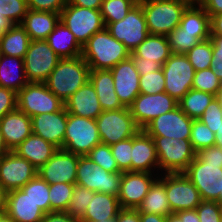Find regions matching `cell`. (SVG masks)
<instances>
[{"label": "cell", "instance_id": "29", "mask_svg": "<svg viewBox=\"0 0 222 222\" xmlns=\"http://www.w3.org/2000/svg\"><path fill=\"white\" fill-rule=\"evenodd\" d=\"M28 82L23 58L0 54V86L17 93Z\"/></svg>", "mask_w": 222, "mask_h": 222}, {"label": "cell", "instance_id": "12", "mask_svg": "<svg viewBox=\"0 0 222 222\" xmlns=\"http://www.w3.org/2000/svg\"><path fill=\"white\" fill-rule=\"evenodd\" d=\"M165 77V92L179 101L190 89L195 70L188 57L182 54H172L162 67Z\"/></svg>", "mask_w": 222, "mask_h": 222}, {"label": "cell", "instance_id": "39", "mask_svg": "<svg viewBox=\"0 0 222 222\" xmlns=\"http://www.w3.org/2000/svg\"><path fill=\"white\" fill-rule=\"evenodd\" d=\"M136 4L133 0H103L100 12L104 24L123 20Z\"/></svg>", "mask_w": 222, "mask_h": 222}, {"label": "cell", "instance_id": "26", "mask_svg": "<svg viewBox=\"0 0 222 222\" xmlns=\"http://www.w3.org/2000/svg\"><path fill=\"white\" fill-rule=\"evenodd\" d=\"M57 147L45 141L38 135L31 133L13 152L19 157L25 158L33 166L39 169L57 151Z\"/></svg>", "mask_w": 222, "mask_h": 222}, {"label": "cell", "instance_id": "23", "mask_svg": "<svg viewBox=\"0 0 222 222\" xmlns=\"http://www.w3.org/2000/svg\"><path fill=\"white\" fill-rule=\"evenodd\" d=\"M0 128L8 149L13 151L32 133L31 117L17 108L0 119Z\"/></svg>", "mask_w": 222, "mask_h": 222}, {"label": "cell", "instance_id": "6", "mask_svg": "<svg viewBox=\"0 0 222 222\" xmlns=\"http://www.w3.org/2000/svg\"><path fill=\"white\" fill-rule=\"evenodd\" d=\"M101 143L95 119L68 113L63 150L80 156Z\"/></svg>", "mask_w": 222, "mask_h": 222}, {"label": "cell", "instance_id": "17", "mask_svg": "<svg viewBox=\"0 0 222 222\" xmlns=\"http://www.w3.org/2000/svg\"><path fill=\"white\" fill-rule=\"evenodd\" d=\"M37 168L15 152H8L0 160V185L7 191L21 189L37 175Z\"/></svg>", "mask_w": 222, "mask_h": 222}, {"label": "cell", "instance_id": "25", "mask_svg": "<svg viewBox=\"0 0 222 222\" xmlns=\"http://www.w3.org/2000/svg\"><path fill=\"white\" fill-rule=\"evenodd\" d=\"M67 113L97 119L103 112L94 86L88 81L64 102Z\"/></svg>", "mask_w": 222, "mask_h": 222}, {"label": "cell", "instance_id": "16", "mask_svg": "<svg viewBox=\"0 0 222 222\" xmlns=\"http://www.w3.org/2000/svg\"><path fill=\"white\" fill-rule=\"evenodd\" d=\"M193 119L179 106L152 120L143 130L150 136L190 139Z\"/></svg>", "mask_w": 222, "mask_h": 222}, {"label": "cell", "instance_id": "38", "mask_svg": "<svg viewBox=\"0 0 222 222\" xmlns=\"http://www.w3.org/2000/svg\"><path fill=\"white\" fill-rule=\"evenodd\" d=\"M185 55L195 71L211 68L213 60V43L211 38L200 41Z\"/></svg>", "mask_w": 222, "mask_h": 222}, {"label": "cell", "instance_id": "44", "mask_svg": "<svg viewBox=\"0 0 222 222\" xmlns=\"http://www.w3.org/2000/svg\"><path fill=\"white\" fill-rule=\"evenodd\" d=\"M85 156H87L95 164H98L105 171H108L110 173L122 172L118 168L117 162L112 154L110 145L99 143Z\"/></svg>", "mask_w": 222, "mask_h": 222}, {"label": "cell", "instance_id": "64", "mask_svg": "<svg viewBox=\"0 0 222 222\" xmlns=\"http://www.w3.org/2000/svg\"><path fill=\"white\" fill-rule=\"evenodd\" d=\"M7 191L0 185V214L6 211Z\"/></svg>", "mask_w": 222, "mask_h": 222}, {"label": "cell", "instance_id": "68", "mask_svg": "<svg viewBox=\"0 0 222 222\" xmlns=\"http://www.w3.org/2000/svg\"><path fill=\"white\" fill-rule=\"evenodd\" d=\"M166 222H184V219H180L176 212H172L166 216Z\"/></svg>", "mask_w": 222, "mask_h": 222}, {"label": "cell", "instance_id": "42", "mask_svg": "<svg viewBox=\"0 0 222 222\" xmlns=\"http://www.w3.org/2000/svg\"><path fill=\"white\" fill-rule=\"evenodd\" d=\"M94 193L95 191L75 184L73 195L66 213L71 217L81 219L84 216Z\"/></svg>", "mask_w": 222, "mask_h": 222}, {"label": "cell", "instance_id": "62", "mask_svg": "<svg viewBox=\"0 0 222 222\" xmlns=\"http://www.w3.org/2000/svg\"><path fill=\"white\" fill-rule=\"evenodd\" d=\"M141 222H166V216L157 214L140 213Z\"/></svg>", "mask_w": 222, "mask_h": 222}, {"label": "cell", "instance_id": "40", "mask_svg": "<svg viewBox=\"0 0 222 222\" xmlns=\"http://www.w3.org/2000/svg\"><path fill=\"white\" fill-rule=\"evenodd\" d=\"M75 184H49L50 213L66 212L69 207Z\"/></svg>", "mask_w": 222, "mask_h": 222}, {"label": "cell", "instance_id": "20", "mask_svg": "<svg viewBox=\"0 0 222 222\" xmlns=\"http://www.w3.org/2000/svg\"><path fill=\"white\" fill-rule=\"evenodd\" d=\"M110 71L114 79L115 92L121 104L128 108L140 94V74L130 57L119 62Z\"/></svg>", "mask_w": 222, "mask_h": 222}, {"label": "cell", "instance_id": "19", "mask_svg": "<svg viewBox=\"0 0 222 222\" xmlns=\"http://www.w3.org/2000/svg\"><path fill=\"white\" fill-rule=\"evenodd\" d=\"M152 173L126 171L122 172L118 200L121 208L137 209L147 195L150 186L158 178Z\"/></svg>", "mask_w": 222, "mask_h": 222}, {"label": "cell", "instance_id": "30", "mask_svg": "<svg viewBox=\"0 0 222 222\" xmlns=\"http://www.w3.org/2000/svg\"><path fill=\"white\" fill-rule=\"evenodd\" d=\"M120 209L121 207L117 196L95 192L80 221L97 222L116 218Z\"/></svg>", "mask_w": 222, "mask_h": 222}, {"label": "cell", "instance_id": "36", "mask_svg": "<svg viewBox=\"0 0 222 222\" xmlns=\"http://www.w3.org/2000/svg\"><path fill=\"white\" fill-rule=\"evenodd\" d=\"M215 95L190 89L179 101L178 106L190 118L199 119Z\"/></svg>", "mask_w": 222, "mask_h": 222}, {"label": "cell", "instance_id": "52", "mask_svg": "<svg viewBox=\"0 0 222 222\" xmlns=\"http://www.w3.org/2000/svg\"><path fill=\"white\" fill-rule=\"evenodd\" d=\"M17 109V93L0 86V119Z\"/></svg>", "mask_w": 222, "mask_h": 222}, {"label": "cell", "instance_id": "51", "mask_svg": "<svg viewBox=\"0 0 222 222\" xmlns=\"http://www.w3.org/2000/svg\"><path fill=\"white\" fill-rule=\"evenodd\" d=\"M67 0H27L28 9L34 11L60 13Z\"/></svg>", "mask_w": 222, "mask_h": 222}, {"label": "cell", "instance_id": "69", "mask_svg": "<svg viewBox=\"0 0 222 222\" xmlns=\"http://www.w3.org/2000/svg\"><path fill=\"white\" fill-rule=\"evenodd\" d=\"M0 222H16L6 212L0 214Z\"/></svg>", "mask_w": 222, "mask_h": 222}, {"label": "cell", "instance_id": "46", "mask_svg": "<svg viewBox=\"0 0 222 222\" xmlns=\"http://www.w3.org/2000/svg\"><path fill=\"white\" fill-rule=\"evenodd\" d=\"M27 10V0H0V15H4L13 25L21 24Z\"/></svg>", "mask_w": 222, "mask_h": 222}, {"label": "cell", "instance_id": "65", "mask_svg": "<svg viewBox=\"0 0 222 222\" xmlns=\"http://www.w3.org/2000/svg\"><path fill=\"white\" fill-rule=\"evenodd\" d=\"M213 53L222 54V37H211Z\"/></svg>", "mask_w": 222, "mask_h": 222}, {"label": "cell", "instance_id": "66", "mask_svg": "<svg viewBox=\"0 0 222 222\" xmlns=\"http://www.w3.org/2000/svg\"><path fill=\"white\" fill-rule=\"evenodd\" d=\"M10 152V150L8 149L4 138H3V134L0 128V160L8 153Z\"/></svg>", "mask_w": 222, "mask_h": 222}, {"label": "cell", "instance_id": "8", "mask_svg": "<svg viewBox=\"0 0 222 222\" xmlns=\"http://www.w3.org/2000/svg\"><path fill=\"white\" fill-rule=\"evenodd\" d=\"M96 124L101 143L107 145L129 139L140 130L127 107L103 111Z\"/></svg>", "mask_w": 222, "mask_h": 222}, {"label": "cell", "instance_id": "67", "mask_svg": "<svg viewBox=\"0 0 222 222\" xmlns=\"http://www.w3.org/2000/svg\"><path fill=\"white\" fill-rule=\"evenodd\" d=\"M215 137H216L215 146L222 148V121H221V124L218 128V131H216V133H215Z\"/></svg>", "mask_w": 222, "mask_h": 222}, {"label": "cell", "instance_id": "9", "mask_svg": "<svg viewBox=\"0 0 222 222\" xmlns=\"http://www.w3.org/2000/svg\"><path fill=\"white\" fill-rule=\"evenodd\" d=\"M122 172L110 173L87 156H79L76 184L95 192L118 196Z\"/></svg>", "mask_w": 222, "mask_h": 222}, {"label": "cell", "instance_id": "58", "mask_svg": "<svg viewBox=\"0 0 222 222\" xmlns=\"http://www.w3.org/2000/svg\"><path fill=\"white\" fill-rule=\"evenodd\" d=\"M211 37H222V13L210 17Z\"/></svg>", "mask_w": 222, "mask_h": 222}, {"label": "cell", "instance_id": "56", "mask_svg": "<svg viewBox=\"0 0 222 222\" xmlns=\"http://www.w3.org/2000/svg\"><path fill=\"white\" fill-rule=\"evenodd\" d=\"M41 222H81L80 219L69 216L66 212H52L44 216Z\"/></svg>", "mask_w": 222, "mask_h": 222}, {"label": "cell", "instance_id": "43", "mask_svg": "<svg viewBox=\"0 0 222 222\" xmlns=\"http://www.w3.org/2000/svg\"><path fill=\"white\" fill-rule=\"evenodd\" d=\"M167 39L172 53L182 55L202 41L195 33L183 32L179 26L167 35Z\"/></svg>", "mask_w": 222, "mask_h": 222}, {"label": "cell", "instance_id": "50", "mask_svg": "<svg viewBox=\"0 0 222 222\" xmlns=\"http://www.w3.org/2000/svg\"><path fill=\"white\" fill-rule=\"evenodd\" d=\"M208 128L216 133L222 121V107L214 98L199 118Z\"/></svg>", "mask_w": 222, "mask_h": 222}, {"label": "cell", "instance_id": "15", "mask_svg": "<svg viewBox=\"0 0 222 222\" xmlns=\"http://www.w3.org/2000/svg\"><path fill=\"white\" fill-rule=\"evenodd\" d=\"M164 186L172 212L196 209L202 201L198 189L184 173H164Z\"/></svg>", "mask_w": 222, "mask_h": 222}, {"label": "cell", "instance_id": "60", "mask_svg": "<svg viewBox=\"0 0 222 222\" xmlns=\"http://www.w3.org/2000/svg\"><path fill=\"white\" fill-rule=\"evenodd\" d=\"M184 222H200L196 209L181 210L176 212Z\"/></svg>", "mask_w": 222, "mask_h": 222}, {"label": "cell", "instance_id": "27", "mask_svg": "<svg viewBox=\"0 0 222 222\" xmlns=\"http://www.w3.org/2000/svg\"><path fill=\"white\" fill-rule=\"evenodd\" d=\"M89 81L95 88L103 111L124 108L115 92L114 79L110 70H90Z\"/></svg>", "mask_w": 222, "mask_h": 222}, {"label": "cell", "instance_id": "74", "mask_svg": "<svg viewBox=\"0 0 222 222\" xmlns=\"http://www.w3.org/2000/svg\"><path fill=\"white\" fill-rule=\"evenodd\" d=\"M135 3H137V4H140V3H142L143 1H145V0H133Z\"/></svg>", "mask_w": 222, "mask_h": 222}, {"label": "cell", "instance_id": "32", "mask_svg": "<svg viewBox=\"0 0 222 222\" xmlns=\"http://www.w3.org/2000/svg\"><path fill=\"white\" fill-rule=\"evenodd\" d=\"M46 41L60 58H73L82 55V46L61 21L56 24L54 31L47 37Z\"/></svg>", "mask_w": 222, "mask_h": 222}, {"label": "cell", "instance_id": "48", "mask_svg": "<svg viewBox=\"0 0 222 222\" xmlns=\"http://www.w3.org/2000/svg\"><path fill=\"white\" fill-rule=\"evenodd\" d=\"M112 154L122 172L131 171L132 137L110 145Z\"/></svg>", "mask_w": 222, "mask_h": 222}, {"label": "cell", "instance_id": "21", "mask_svg": "<svg viewBox=\"0 0 222 222\" xmlns=\"http://www.w3.org/2000/svg\"><path fill=\"white\" fill-rule=\"evenodd\" d=\"M68 113L65 106L55 113H43L31 117L32 133L52 143L58 149L63 148Z\"/></svg>", "mask_w": 222, "mask_h": 222}, {"label": "cell", "instance_id": "2", "mask_svg": "<svg viewBox=\"0 0 222 222\" xmlns=\"http://www.w3.org/2000/svg\"><path fill=\"white\" fill-rule=\"evenodd\" d=\"M90 68L82 58H61L45 81L48 89L63 102L89 81Z\"/></svg>", "mask_w": 222, "mask_h": 222}, {"label": "cell", "instance_id": "63", "mask_svg": "<svg viewBox=\"0 0 222 222\" xmlns=\"http://www.w3.org/2000/svg\"><path fill=\"white\" fill-rule=\"evenodd\" d=\"M13 26V23L10 22L4 15H0V40L5 35V32Z\"/></svg>", "mask_w": 222, "mask_h": 222}, {"label": "cell", "instance_id": "57", "mask_svg": "<svg viewBox=\"0 0 222 222\" xmlns=\"http://www.w3.org/2000/svg\"><path fill=\"white\" fill-rule=\"evenodd\" d=\"M200 5L210 17L222 13V0H202Z\"/></svg>", "mask_w": 222, "mask_h": 222}, {"label": "cell", "instance_id": "37", "mask_svg": "<svg viewBox=\"0 0 222 222\" xmlns=\"http://www.w3.org/2000/svg\"><path fill=\"white\" fill-rule=\"evenodd\" d=\"M45 213H50L49 184L38 174L21 188Z\"/></svg>", "mask_w": 222, "mask_h": 222}, {"label": "cell", "instance_id": "35", "mask_svg": "<svg viewBox=\"0 0 222 222\" xmlns=\"http://www.w3.org/2000/svg\"><path fill=\"white\" fill-rule=\"evenodd\" d=\"M31 39L20 24H14L0 40V54L24 58Z\"/></svg>", "mask_w": 222, "mask_h": 222}, {"label": "cell", "instance_id": "49", "mask_svg": "<svg viewBox=\"0 0 222 222\" xmlns=\"http://www.w3.org/2000/svg\"><path fill=\"white\" fill-rule=\"evenodd\" d=\"M196 211L200 222H220L222 206L217 201L202 200Z\"/></svg>", "mask_w": 222, "mask_h": 222}, {"label": "cell", "instance_id": "22", "mask_svg": "<svg viewBox=\"0 0 222 222\" xmlns=\"http://www.w3.org/2000/svg\"><path fill=\"white\" fill-rule=\"evenodd\" d=\"M152 168L159 169L154 140L144 130H139L132 137L131 171L154 173Z\"/></svg>", "mask_w": 222, "mask_h": 222}, {"label": "cell", "instance_id": "4", "mask_svg": "<svg viewBox=\"0 0 222 222\" xmlns=\"http://www.w3.org/2000/svg\"><path fill=\"white\" fill-rule=\"evenodd\" d=\"M151 137L156 147L159 170L165 173H183L196 157L189 139Z\"/></svg>", "mask_w": 222, "mask_h": 222}, {"label": "cell", "instance_id": "61", "mask_svg": "<svg viewBox=\"0 0 222 222\" xmlns=\"http://www.w3.org/2000/svg\"><path fill=\"white\" fill-rule=\"evenodd\" d=\"M211 68L214 74L222 81V54L213 53Z\"/></svg>", "mask_w": 222, "mask_h": 222}, {"label": "cell", "instance_id": "59", "mask_svg": "<svg viewBox=\"0 0 222 222\" xmlns=\"http://www.w3.org/2000/svg\"><path fill=\"white\" fill-rule=\"evenodd\" d=\"M69 4L77 5L83 8L100 10L103 0H67Z\"/></svg>", "mask_w": 222, "mask_h": 222}, {"label": "cell", "instance_id": "3", "mask_svg": "<svg viewBox=\"0 0 222 222\" xmlns=\"http://www.w3.org/2000/svg\"><path fill=\"white\" fill-rule=\"evenodd\" d=\"M188 4L181 0H145L141 7L149 34L168 35L179 26Z\"/></svg>", "mask_w": 222, "mask_h": 222}, {"label": "cell", "instance_id": "18", "mask_svg": "<svg viewBox=\"0 0 222 222\" xmlns=\"http://www.w3.org/2000/svg\"><path fill=\"white\" fill-rule=\"evenodd\" d=\"M79 156L63 149H57L47 163L37 170V174L48 184H76Z\"/></svg>", "mask_w": 222, "mask_h": 222}, {"label": "cell", "instance_id": "5", "mask_svg": "<svg viewBox=\"0 0 222 222\" xmlns=\"http://www.w3.org/2000/svg\"><path fill=\"white\" fill-rule=\"evenodd\" d=\"M60 21L82 47L95 33L105 28L100 10L83 8L68 2L60 12Z\"/></svg>", "mask_w": 222, "mask_h": 222}, {"label": "cell", "instance_id": "34", "mask_svg": "<svg viewBox=\"0 0 222 222\" xmlns=\"http://www.w3.org/2000/svg\"><path fill=\"white\" fill-rule=\"evenodd\" d=\"M150 186L147 195L139 205V213L157 214L167 216L172 213L164 186V175L160 174ZM163 175V176H162Z\"/></svg>", "mask_w": 222, "mask_h": 222}, {"label": "cell", "instance_id": "70", "mask_svg": "<svg viewBox=\"0 0 222 222\" xmlns=\"http://www.w3.org/2000/svg\"><path fill=\"white\" fill-rule=\"evenodd\" d=\"M215 99L218 101V103L222 107V84H221V87L217 90V93L215 95Z\"/></svg>", "mask_w": 222, "mask_h": 222}, {"label": "cell", "instance_id": "53", "mask_svg": "<svg viewBox=\"0 0 222 222\" xmlns=\"http://www.w3.org/2000/svg\"><path fill=\"white\" fill-rule=\"evenodd\" d=\"M196 156L201 161H208V163L222 165V148H219L217 146L202 149L198 153H196Z\"/></svg>", "mask_w": 222, "mask_h": 222}, {"label": "cell", "instance_id": "45", "mask_svg": "<svg viewBox=\"0 0 222 222\" xmlns=\"http://www.w3.org/2000/svg\"><path fill=\"white\" fill-rule=\"evenodd\" d=\"M222 81L214 74L212 68L195 71L192 89L216 95Z\"/></svg>", "mask_w": 222, "mask_h": 222}, {"label": "cell", "instance_id": "1", "mask_svg": "<svg viewBox=\"0 0 222 222\" xmlns=\"http://www.w3.org/2000/svg\"><path fill=\"white\" fill-rule=\"evenodd\" d=\"M130 54L125 45L104 28L84 44L81 56L90 70H111L119 62L128 59Z\"/></svg>", "mask_w": 222, "mask_h": 222}, {"label": "cell", "instance_id": "73", "mask_svg": "<svg viewBox=\"0 0 222 222\" xmlns=\"http://www.w3.org/2000/svg\"><path fill=\"white\" fill-rule=\"evenodd\" d=\"M81 222H94V221H81ZM97 222H116V218L108 219V220H103V221H97Z\"/></svg>", "mask_w": 222, "mask_h": 222}, {"label": "cell", "instance_id": "11", "mask_svg": "<svg viewBox=\"0 0 222 222\" xmlns=\"http://www.w3.org/2000/svg\"><path fill=\"white\" fill-rule=\"evenodd\" d=\"M23 59L28 81L45 82L61 58L46 40H31Z\"/></svg>", "mask_w": 222, "mask_h": 222}, {"label": "cell", "instance_id": "13", "mask_svg": "<svg viewBox=\"0 0 222 222\" xmlns=\"http://www.w3.org/2000/svg\"><path fill=\"white\" fill-rule=\"evenodd\" d=\"M178 101L166 92L157 94L140 93L128 107L136 125L143 130L156 117L170 112Z\"/></svg>", "mask_w": 222, "mask_h": 222}, {"label": "cell", "instance_id": "72", "mask_svg": "<svg viewBox=\"0 0 222 222\" xmlns=\"http://www.w3.org/2000/svg\"><path fill=\"white\" fill-rule=\"evenodd\" d=\"M186 2L188 5H199L202 3V0H181Z\"/></svg>", "mask_w": 222, "mask_h": 222}, {"label": "cell", "instance_id": "31", "mask_svg": "<svg viewBox=\"0 0 222 222\" xmlns=\"http://www.w3.org/2000/svg\"><path fill=\"white\" fill-rule=\"evenodd\" d=\"M179 27L183 32L195 33L202 41L211 38L210 16L200 4L186 7Z\"/></svg>", "mask_w": 222, "mask_h": 222}, {"label": "cell", "instance_id": "41", "mask_svg": "<svg viewBox=\"0 0 222 222\" xmlns=\"http://www.w3.org/2000/svg\"><path fill=\"white\" fill-rule=\"evenodd\" d=\"M189 140L196 153L202 149L215 146L216 143L215 133L212 132L200 119H193Z\"/></svg>", "mask_w": 222, "mask_h": 222}, {"label": "cell", "instance_id": "54", "mask_svg": "<svg viewBox=\"0 0 222 222\" xmlns=\"http://www.w3.org/2000/svg\"><path fill=\"white\" fill-rule=\"evenodd\" d=\"M135 65L136 70L140 75H145L147 73H151L157 70H161L163 65L158 62H149L146 61L145 58L142 57H130Z\"/></svg>", "mask_w": 222, "mask_h": 222}, {"label": "cell", "instance_id": "7", "mask_svg": "<svg viewBox=\"0 0 222 222\" xmlns=\"http://www.w3.org/2000/svg\"><path fill=\"white\" fill-rule=\"evenodd\" d=\"M63 107L64 102L48 89L45 82H28L17 92V108L29 117L55 113Z\"/></svg>", "mask_w": 222, "mask_h": 222}, {"label": "cell", "instance_id": "28", "mask_svg": "<svg viewBox=\"0 0 222 222\" xmlns=\"http://www.w3.org/2000/svg\"><path fill=\"white\" fill-rule=\"evenodd\" d=\"M60 21V13L27 10L21 26L31 40H46Z\"/></svg>", "mask_w": 222, "mask_h": 222}, {"label": "cell", "instance_id": "47", "mask_svg": "<svg viewBox=\"0 0 222 222\" xmlns=\"http://www.w3.org/2000/svg\"><path fill=\"white\" fill-rule=\"evenodd\" d=\"M140 93L157 94L165 92V77L163 70L149 72L145 75H140L139 79Z\"/></svg>", "mask_w": 222, "mask_h": 222}, {"label": "cell", "instance_id": "14", "mask_svg": "<svg viewBox=\"0 0 222 222\" xmlns=\"http://www.w3.org/2000/svg\"><path fill=\"white\" fill-rule=\"evenodd\" d=\"M198 189L202 200L216 201L219 198V182L222 165L201 161L197 156L183 172Z\"/></svg>", "mask_w": 222, "mask_h": 222}, {"label": "cell", "instance_id": "55", "mask_svg": "<svg viewBox=\"0 0 222 222\" xmlns=\"http://www.w3.org/2000/svg\"><path fill=\"white\" fill-rule=\"evenodd\" d=\"M116 222H141L137 209L121 208L117 214Z\"/></svg>", "mask_w": 222, "mask_h": 222}, {"label": "cell", "instance_id": "71", "mask_svg": "<svg viewBox=\"0 0 222 222\" xmlns=\"http://www.w3.org/2000/svg\"><path fill=\"white\" fill-rule=\"evenodd\" d=\"M218 182H219L220 195H219V198L216 201L222 206V178L218 179Z\"/></svg>", "mask_w": 222, "mask_h": 222}, {"label": "cell", "instance_id": "33", "mask_svg": "<svg viewBox=\"0 0 222 222\" xmlns=\"http://www.w3.org/2000/svg\"><path fill=\"white\" fill-rule=\"evenodd\" d=\"M166 35L149 34L146 39L130 54V57H142L149 62L162 65L172 55Z\"/></svg>", "mask_w": 222, "mask_h": 222}, {"label": "cell", "instance_id": "24", "mask_svg": "<svg viewBox=\"0 0 222 222\" xmlns=\"http://www.w3.org/2000/svg\"><path fill=\"white\" fill-rule=\"evenodd\" d=\"M5 212L16 222H41L46 215L22 189L7 193Z\"/></svg>", "mask_w": 222, "mask_h": 222}, {"label": "cell", "instance_id": "10", "mask_svg": "<svg viewBox=\"0 0 222 222\" xmlns=\"http://www.w3.org/2000/svg\"><path fill=\"white\" fill-rule=\"evenodd\" d=\"M105 28L133 52L149 35L145 16L140 4H136L123 20L107 23Z\"/></svg>", "mask_w": 222, "mask_h": 222}]
</instances>
